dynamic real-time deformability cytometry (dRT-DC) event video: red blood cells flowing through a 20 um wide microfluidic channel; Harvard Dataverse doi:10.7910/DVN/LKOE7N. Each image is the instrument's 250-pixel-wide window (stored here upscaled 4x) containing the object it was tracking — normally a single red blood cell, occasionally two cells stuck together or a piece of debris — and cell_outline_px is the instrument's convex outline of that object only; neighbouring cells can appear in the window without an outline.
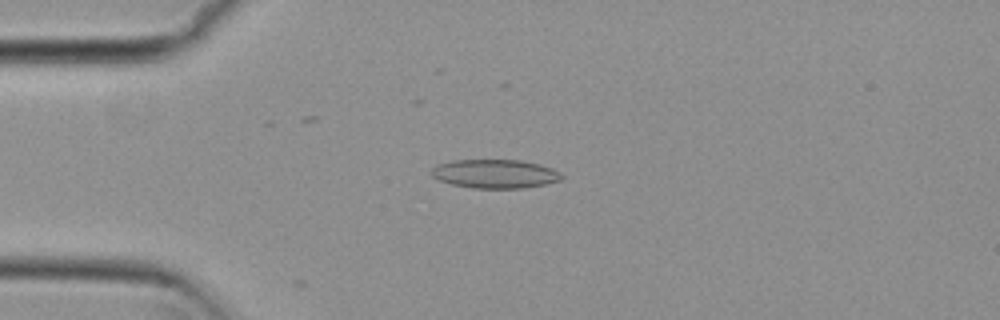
{"species": "common noctule bat (a hibernating species)", "species_latin": "Nyctalus noctula", "temperature_condition": "cold", "stored_images_in_passage": 5, "camera_frame_rate_fps": 3000, "um_per_image_px": 0.085, "animal": {"sex": "female", "body_mass_g": 29.2, "forearm_length_mm": 56.3}, "frame": {"image": 1, "passage_image": 4, "time_ms": 1.0, "image_size_px": [1000, 320], "cell_outline_px": [[564, 176], [560, 180], [544, 184], [520, 188], [472, 188], [452, 184], [440, 180], [432, 176], [432, 168], [436, 164], [452, 160], [520, 160], [540, 164], [552, 168], [560, 172]], "centroid_in_image_um": [42.07, 14.76], "position_along_channel_um": 42.9, "area_um2": 21.79}}